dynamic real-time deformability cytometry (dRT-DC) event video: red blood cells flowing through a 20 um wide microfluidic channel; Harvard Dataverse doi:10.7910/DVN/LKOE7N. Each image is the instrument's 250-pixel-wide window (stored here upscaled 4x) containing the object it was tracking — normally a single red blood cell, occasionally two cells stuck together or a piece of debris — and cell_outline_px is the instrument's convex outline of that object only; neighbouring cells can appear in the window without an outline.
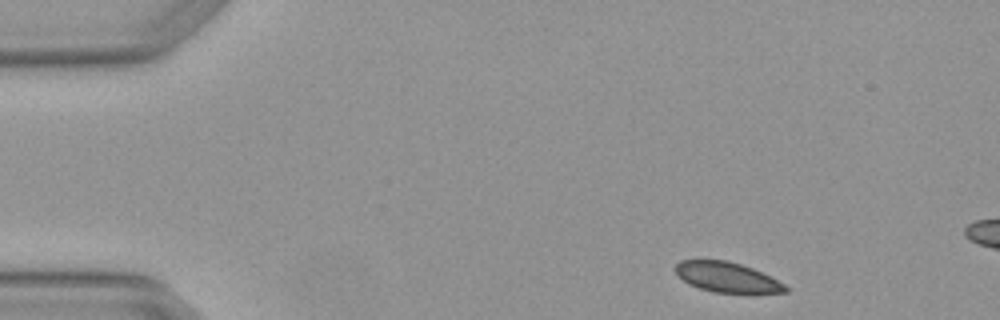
{"species": "Egyptian fruit bat (a non-hibernating species)", "species_latin": "Rousettus aegyptiacus", "temperature_condition": "warm", "stored_images_in_passage": 3, "camera_frame_rate_fps": 3000, "um_per_image_px": 0.085, "animal": {"sex": "female"}, "frame": {"image": 1, "passage_image": 1, "time_ms": 0.0, "image_size_px": [1000, 320], "cell_outline_px": [[788, 292], [756, 296], [752, 296], [712, 292], [688, 284], [672, 268], [680, 260], [724, 260], [740, 264], [752, 268], [784, 284], [788, 288]], "centroid_in_image_um": [61.85, 23.63], "position_along_channel_um": 23.1, "area_um2": 20.0}}